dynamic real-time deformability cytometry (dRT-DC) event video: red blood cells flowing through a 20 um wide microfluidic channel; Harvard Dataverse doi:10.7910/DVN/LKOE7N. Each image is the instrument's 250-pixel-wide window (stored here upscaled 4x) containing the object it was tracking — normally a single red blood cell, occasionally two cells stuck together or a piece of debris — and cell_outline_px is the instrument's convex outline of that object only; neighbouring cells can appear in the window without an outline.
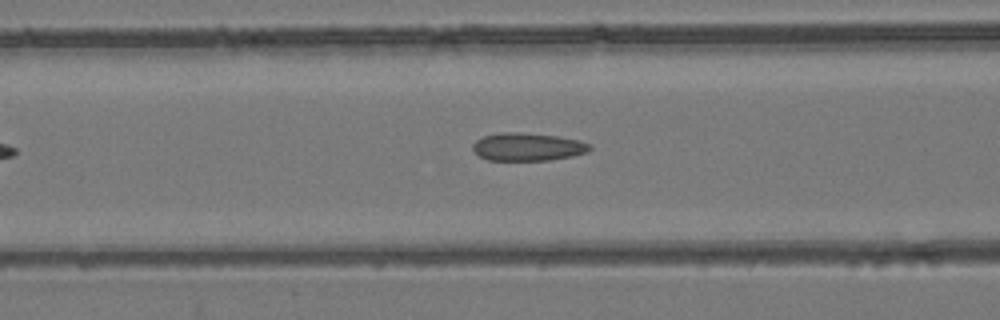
{"species": "common noctule bat (a hibernating species)", "species_latin": "Nyctalus noctula", "temperature_condition": "room temperature", "stored_images_in_passage": 34, "camera_frame_rate_fps": 3000, "um_per_image_px": 0.085, "animal": {"sex": "female", "body_mass_g": 24.6, "forearm_length_mm": 56.2}, "frame": {"image": 1, "passage_image": 13, "time_ms": 4.0, "image_size_px": [1000, 320], "cell_outline_px": [[592, 148], [588, 152], [572, 156], [548, 160], [488, 160], [480, 156], [472, 148], [472, 144], [476, 140], [484, 136], [500, 132], [520, 132], [556, 136], [580, 140], [592, 144]], "centroid_in_image_um": [44.88, 12.47], "position_along_channel_um": 121.7, "area_um2": 19.07}}
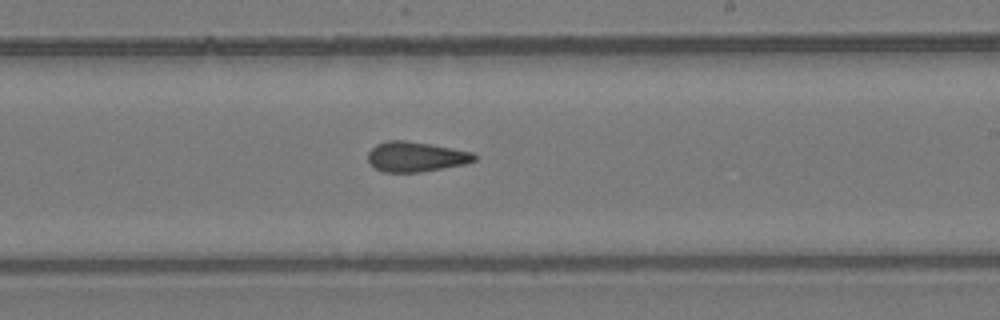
{"frame": {"image": 2, "passage_image": 23, "time_ms": 7.333, "image_size_px": [1000, 320], "cell_outline_px": [[476, 160], [464, 164], [420, 172], [384, 172], [376, 168], [368, 160], [368, 152], [376, 144], [388, 140], [404, 140], [428, 144], [472, 152], [476, 156]], "centroid_in_image_um": [35.32, 13.32], "position_along_channel_um": 253.7, "area_um2": 18.32}}
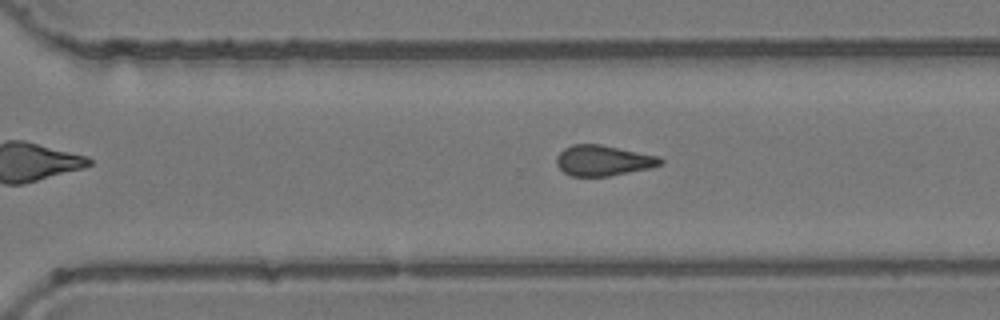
{"frame": {"image": 3, "passage_image": 28, "time_ms": 9.0, "image_size_px": [1000, 320], "cell_outline_px": [[664, 164], [652, 168], [608, 176], [572, 176], [564, 172], [556, 164], [556, 156], [564, 148], [572, 144], [600, 144], [660, 156], [664, 160]], "centroid_in_image_um": [51.31, 13.64], "position_along_channel_um": 319.3, "area_um2": 18.67}}